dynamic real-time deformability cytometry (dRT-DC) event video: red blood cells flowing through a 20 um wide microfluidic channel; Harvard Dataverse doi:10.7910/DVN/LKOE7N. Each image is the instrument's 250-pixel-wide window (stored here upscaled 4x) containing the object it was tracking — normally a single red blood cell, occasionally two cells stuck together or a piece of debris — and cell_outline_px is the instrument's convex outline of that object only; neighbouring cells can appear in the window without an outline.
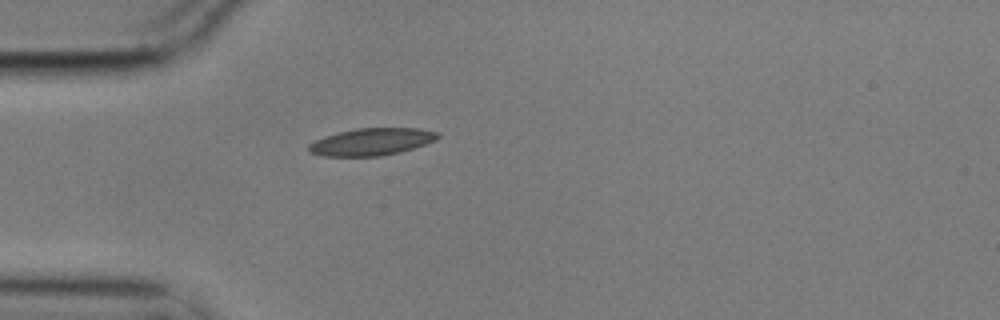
{"species": "common noctule bat (a hibernating species)", "species_latin": "Nyctalus noctula", "temperature_condition": "cold", "stored_images_in_passage": 1, "camera_frame_rate_fps": 3000, "um_per_image_px": 0.085, "animal": {"sex": "male", "body_mass_g": 17.9}, "frame": {"image": 1, "passage_image": 1, "time_ms": 0.0, "image_size_px": [1000, 320], "cell_outline_px": [[440, 136], [436, 140], [400, 152], [380, 156], [324, 156], [308, 152], [308, 144], [324, 136], [356, 128], [416, 128], [440, 132]], "centroid_in_image_um": [31.58, 12.05], "position_along_channel_um": 53.4, "area_um2": 20.4}}